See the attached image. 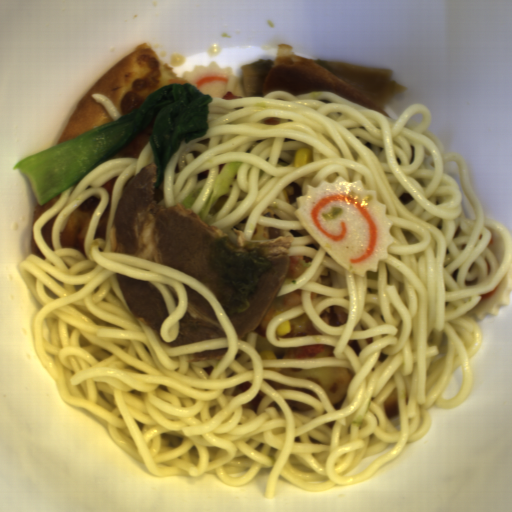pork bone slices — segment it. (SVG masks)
I'll use <instances>...</instances> for the list:
<instances>
[{
    "instance_id": "obj_6",
    "label": "pork bone slices",
    "mask_w": 512,
    "mask_h": 512,
    "mask_svg": "<svg viewBox=\"0 0 512 512\" xmlns=\"http://www.w3.org/2000/svg\"><path fill=\"white\" fill-rule=\"evenodd\" d=\"M226 351L227 350L225 348L210 352H198L196 354L189 355L187 361L194 363L199 361L221 360L224 357Z\"/></svg>"
},
{
    "instance_id": "obj_5",
    "label": "pork bone slices",
    "mask_w": 512,
    "mask_h": 512,
    "mask_svg": "<svg viewBox=\"0 0 512 512\" xmlns=\"http://www.w3.org/2000/svg\"><path fill=\"white\" fill-rule=\"evenodd\" d=\"M188 309L180 319V336L169 346L177 347L206 338L226 337L225 332L207 299L185 283Z\"/></svg>"
},
{
    "instance_id": "obj_1",
    "label": "pork bone slices",
    "mask_w": 512,
    "mask_h": 512,
    "mask_svg": "<svg viewBox=\"0 0 512 512\" xmlns=\"http://www.w3.org/2000/svg\"><path fill=\"white\" fill-rule=\"evenodd\" d=\"M158 165L144 166L122 189L113 217L111 251L184 271L205 282L217 296L216 273L208 260L211 245L228 233L180 202L155 199Z\"/></svg>"
},
{
    "instance_id": "obj_2",
    "label": "pork bone slices",
    "mask_w": 512,
    "mask_h": 512,
    "mask_svg": "<svg viewBox=\"0 0 512 512\" xmlns=\"http://www.w3.org/2000/svg\"><path fill=\"white\" fill-rule=\"evenodd\" d=\"M248 96H265L271 91L293 95L332 92L335 95L390 118L385 105L395 94L407 93L405 84L391 79L394 69L357 66L335 59L297 56L290 43H278L273 60L259 58L240 65Z\"/></svg>"
},
{
    "instance_id": "obj_3",
    "label": "pork bone slices",
    "mask_w": 512,
    "mask_h": 512,
    "mask_svg": "<svg viewBox=\"0 0 512 512\" xmlns=\"http://www.w3.org/2000/svg\"><path fill=\"white\" fill-rule=\"evenodd\" d=\"M258 250L269 261V268L260 276L255 294H249V308L228 314L238 337L256 330L277 297L288 272L292 257L290 238L280 236L269 242L251 243L245 251Z\"/></svg>"
},
{
    "instance_id": "obj_4",
    "label": "pork bone slices",
    "mask_w": 512,
    "mask_h": 512,
    "mask_svg": "<svg viewBox=\"0 0 512 512\" xmlns=\"http://www.w3.org/2000/svg\"><path fill=\"white\" fill-rule=\"evenodd\" d=\"M119 290L132 315L160 334V325L169 315L161 293L150 283L116 274Z\"/></svg>"
}]
</instances>
